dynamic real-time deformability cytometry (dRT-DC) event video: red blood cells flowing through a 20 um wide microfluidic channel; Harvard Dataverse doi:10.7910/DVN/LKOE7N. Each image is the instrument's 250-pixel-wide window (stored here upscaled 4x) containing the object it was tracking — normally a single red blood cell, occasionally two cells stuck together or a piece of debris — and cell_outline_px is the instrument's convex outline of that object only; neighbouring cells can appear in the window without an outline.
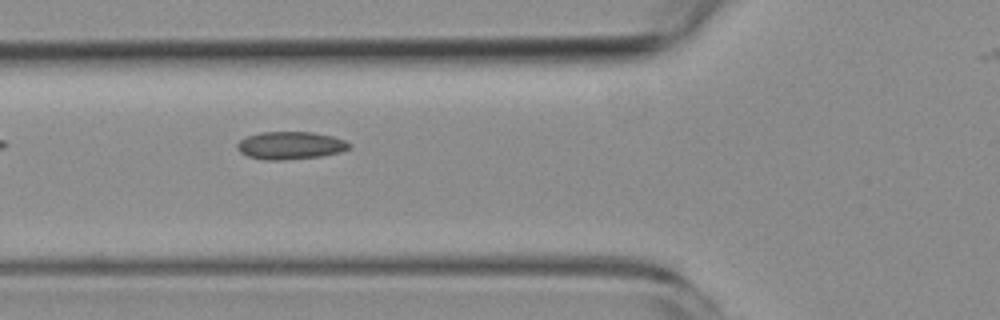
{"species": "common noctule bat (a hibernating species)", "species_latin": "Nyctalus noctula", "temperature_condition": "room temperature", "stored_images_in_passage": 9, "camera_frame_rate_fps": 3000, "um_per_image_px": 0.085, "animal": {"sex": "female", "body_mass_g": 19.3, "forearm_length_mm": 54.1}, "frame": {"image": 1, "passage_image": 6, "time_ms": 6.667, "image_size_px": [1000, 320], "cell_outline_px": [[352, 144], [348, 148], [340, 152], [320, 156], [280, 160], [264, 160], [248, 156], [240, 152], [236, 148], [236, 144], [240, 140], [248, 136], [260, 132], [312, 132], [332, 136], [344, 140]], "centroid_in_image_um": [24.66, 12.36], "position_along_channel_um": 101.1, "area_um2": 17.98}}
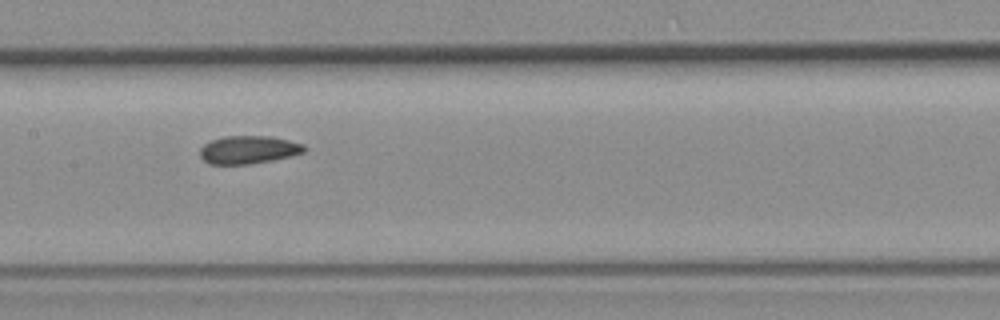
{"frame": {"image": 2, "passage_image": 8, "time_ms": 9.0, "image_size_px": [1000, 320], "cell_outline_px": [[308, 148], [304, 152], [272, 160], [248, 164], [208, 164], [200, 156], [200, 148], [204, 144], [212, 140], [224, 136], [272, 136], [304, 144]], "centroid_in_image_um": [21.12, 12.72], "position_along_channel_um": 186.3, "area_um2": 16.99}}
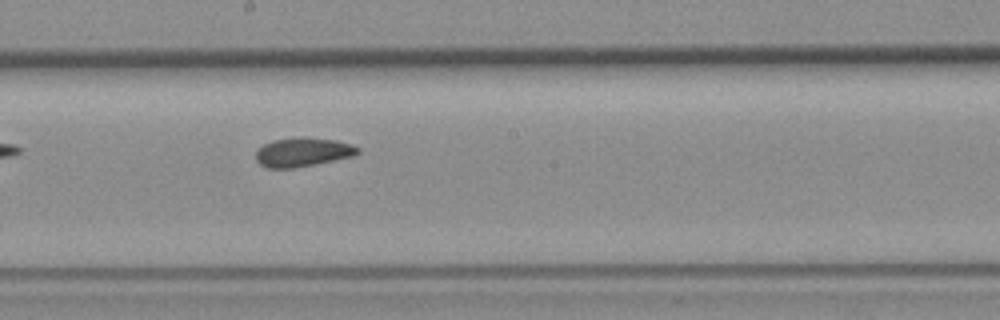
{"frame": {"image": 3, "passage_image": 9, "time_ms": 10.0, "image_size_px": [1000, 320], "cell_outline_px": [[360, 152], [352, 156], [316, 164], [292, 168], [268, 168], [260, 164], [256, 160], [256, 152], [264, 144], [272, 140], [300, 136], [304, 136], [336, 140], [352, 144], [360, 148]], "centroid_in_image_um": [25.75, 12.91], "position_along_channel_um": 222.5, "area_um2": 17.34}}